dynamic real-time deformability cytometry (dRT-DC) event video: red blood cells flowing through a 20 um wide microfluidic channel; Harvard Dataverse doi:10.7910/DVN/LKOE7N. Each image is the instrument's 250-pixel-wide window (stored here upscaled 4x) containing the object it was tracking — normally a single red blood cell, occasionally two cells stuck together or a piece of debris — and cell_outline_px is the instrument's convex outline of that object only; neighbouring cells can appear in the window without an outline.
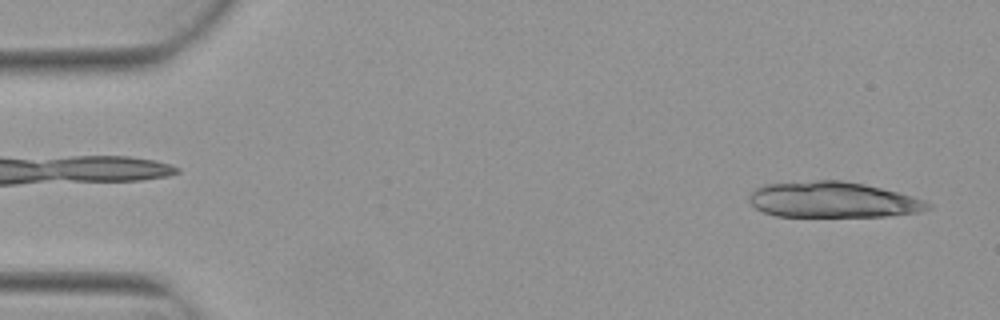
{"species": "Egyptian fruit bat (a non-hibernating species)", "species_latin": "Rousettus aegyptiacus", "temperature_condition": "warm", "stored_images_in_passage": 5, "segment_of_instrument_passage": [2, 2], "camera_frame_rate_fps": 3000, "um_per_image_px": 0.085, "animal": {"sex": "female"}, "frame": {"image": 1, "passage_image": 5, "time_ms": 1.333, "image_size_px": [1000, 320], "cell_outline_px": [[932, 208], [920, 212], [888, 216], [776, 216], [764, 212], [756, 208], [748, 200], [748, 196], [756, 188], [764, 184], [816, 180], [840, 180], [864, 184], [912, 196], [924, 200], [932, 204]], "centroid_in_image_um": [70.8, 16.98], "position_along_channel_um": 14.2, "area_um2": 37.22}}